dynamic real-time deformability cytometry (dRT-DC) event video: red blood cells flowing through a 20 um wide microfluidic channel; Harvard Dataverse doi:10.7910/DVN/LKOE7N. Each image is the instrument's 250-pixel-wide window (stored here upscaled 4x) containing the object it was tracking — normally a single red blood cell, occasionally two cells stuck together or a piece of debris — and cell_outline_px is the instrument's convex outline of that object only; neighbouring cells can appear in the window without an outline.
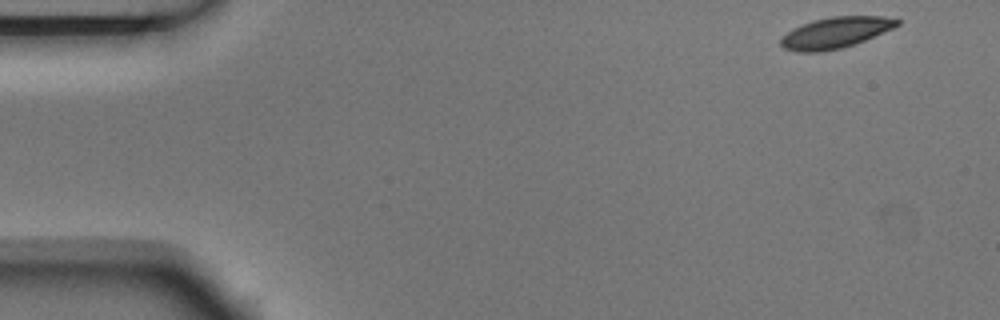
{"species": "Egyptian fruit bat (a non-hibernating species)", "species_latin": "Rousettus aegyptiacus", "temperature_condition": "room temperature", "stored_images_in_passage": 3, "camera_frame_rate_fps": 3000, "um_per_image_px": 0.085, "animal": {"sex": "male"}, "frame": {"image": 1, "passage_image": 3, "time_ms": 0.667, "image_size_px": [1000, 320], "cell_outline_px": [[900, 24], [892, 28], [864, 40], [840, 48], [824, 52], [796, 52], [784, 48], [780, 44], [780, 40], [792, 28], [812, 20], [832, 16], [884, 16], [900, 20]], "centroid_in_image_um": [70.98, 2.77], "position_along_channel_um": 14.0, "area_um2": 20.87}}